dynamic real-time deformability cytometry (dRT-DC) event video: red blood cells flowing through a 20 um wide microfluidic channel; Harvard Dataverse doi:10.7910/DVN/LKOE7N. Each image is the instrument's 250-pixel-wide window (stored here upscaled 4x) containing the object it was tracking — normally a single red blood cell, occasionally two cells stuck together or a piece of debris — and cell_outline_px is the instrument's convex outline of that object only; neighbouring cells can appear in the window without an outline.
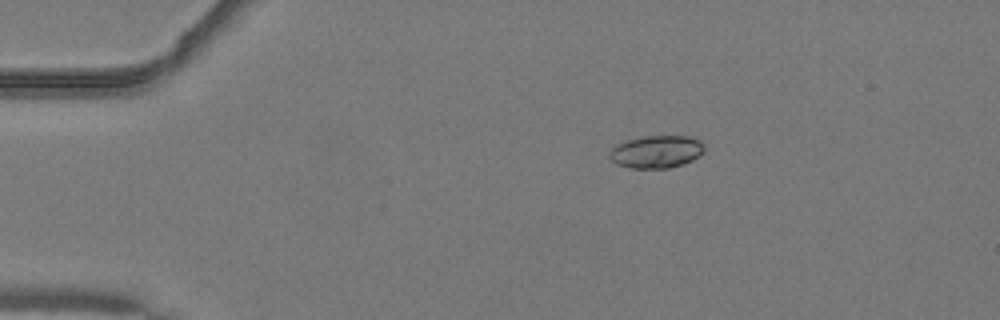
{"species": "common noctule bat (a hibernating species)", "species_latin": "Nyctalus noctula", "temperature_condition": "warm", "stored_images_in_passage": 10, "camera_frame_rate_fps": 3000, "um_per_image_px": 0.085, "animal": {"sex": "male", "body_mass_g": 19.2, "forearm_length_mm": 51.8}, "frame": {"image": 1, "passage_image": 1, "time_ms": 0.0, "image_size_px": [1000, 320], "cell_outline_px": [[704, 152], [700, 156], [684, 164], [668, 168], [628, 168], [616, 164], [608, 156], [608, 152], [616, 144], [628, 140], [644, 136], [688, 136], [700, 140], [704, 144]], "centroid_in_image_um": [55.8, 12.9], "position_along_channel_um": 29.2, "area_um2": 18.21}}
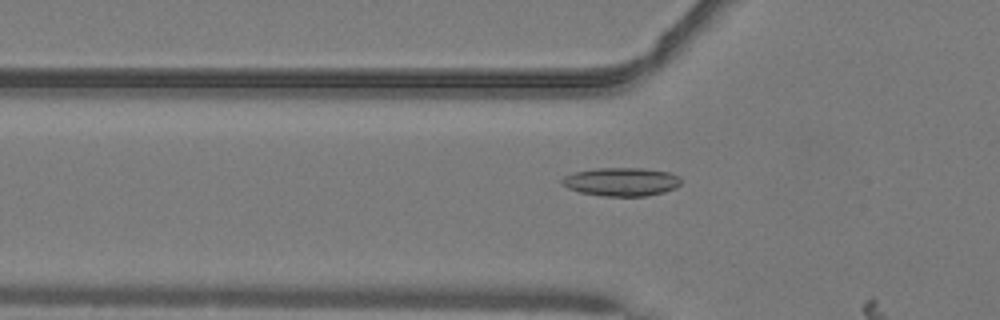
{"frame": {"image": 2, "passage_image": 9, "time_ms": 2.667, "image_size_px": [1000, 320], "cell_outline_px": [[680, 184], [676, 188], [664, 192], [644, 196], [604, 196], [580, 192], [568, 188], [560, 184], [560, 180], [564, 176], [572, 172], [596, 168], [644, 168], [668, 172], [680, 176]], "centroid_in_image_um": [52.79, 15.44], "position_along_channel_um": 73.0, "area_um2": 19.88}}